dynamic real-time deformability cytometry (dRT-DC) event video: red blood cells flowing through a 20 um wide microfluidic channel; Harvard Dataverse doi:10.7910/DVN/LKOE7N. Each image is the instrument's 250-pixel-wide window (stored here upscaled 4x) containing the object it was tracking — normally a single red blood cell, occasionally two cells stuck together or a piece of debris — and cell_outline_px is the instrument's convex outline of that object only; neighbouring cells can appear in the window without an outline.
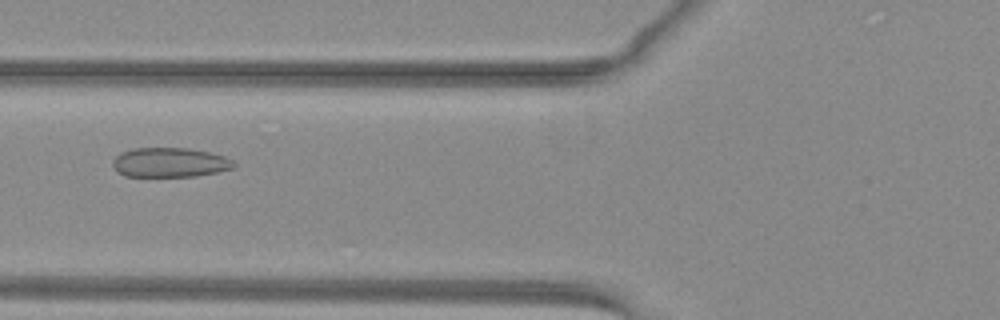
{"species": "common noctule bat (a hibernating species)", "species_latin": "Nyctalus noctula", "temperature_condition": "warm", "stored_images_in_passage": 35, "camera_frame_rate_fps": 3000, "um_per_image_px": 0.085, "animal": {"sex": "female", "body_mass_g": 29.2, "forearm_length_mm": 56.3}, "frame": {"image": 1, "passage_image": 11, "time_ms": 3.333, "image_size_px": [1000, 320], "cell_outline_px": [[236, 164], [232, 168], [216, 172], [196, 176], [124, 176], [116, 172], [112, 168], [112, 160], [116, 156], [132, 148], [188, 148], [208, 152], [224, 156], [232, 160]], "centroid_in_image_um": [14.39, 13.81], "position_along_channel_um": 111.4, "area_um2": 20.81}}
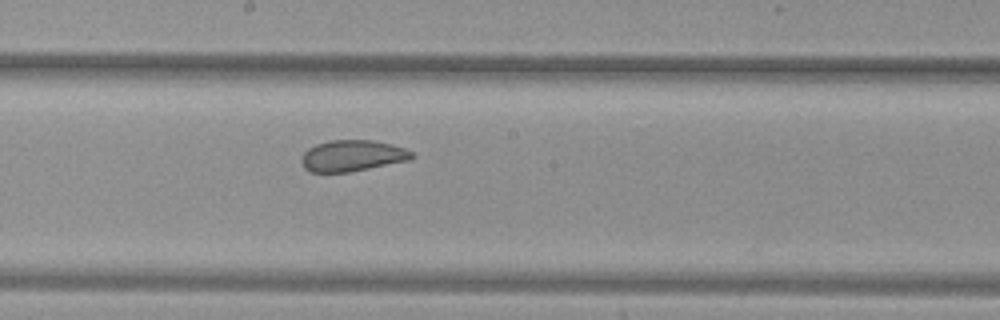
{"frame": {"image": 2, "passage_image": 19, "time_ms": 6.0, "image_size_px": [1000, 320], "cell_outline_px": [[416, 156], [408, 160], [352, 172], [312, 172], [304, 168], [300, 160], [304, 152], [308, 148], [316, 144], [332, 140], [372, 140], [392, 144], [404, 148], [412, 152]], "centroid_in_image_um": [29.94, 13.24], "position_along_channel_um": 218.3, "area_um2": 20.11}}
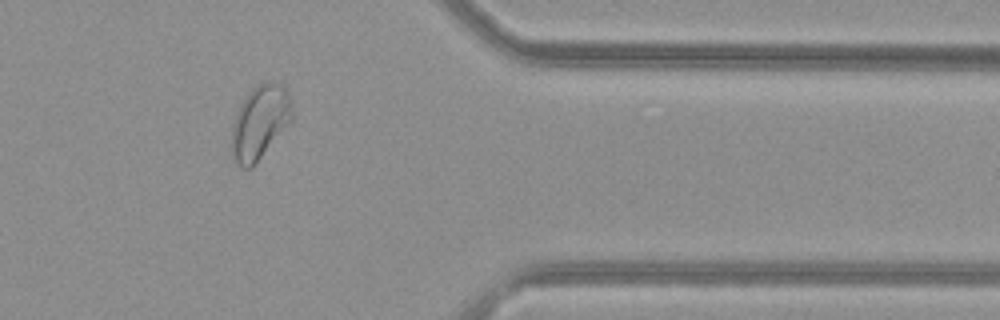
{"frame": {"image": 3, "passage_image": 33, "time_ms": 10.667, "image_size_px": [1000, 320], "cell_outline_px": [[292, 120], [252, 168], [240, 168], [232, 152], [232, 124], [240, 104], [244, 96], [252, 88], [268, 80], [272, 80], [280, 84], [288, 92], [292, 104]], "centroid_in_image_um": [22.09, 10.36], "position_along_channel_um": 389.3, "area_um2": 25.95}, "authors_computed_cell_mechanics": {"area_um2": 21.0392, "velocity_mm_per_s": 4.0085, "shape_relaxation_time_tau1_ms": null, "shape_relaxation_time_tau2_ms": 1.3177, "deformation_change_tau1": null, "deformation_change_tau2": 0.0486}}